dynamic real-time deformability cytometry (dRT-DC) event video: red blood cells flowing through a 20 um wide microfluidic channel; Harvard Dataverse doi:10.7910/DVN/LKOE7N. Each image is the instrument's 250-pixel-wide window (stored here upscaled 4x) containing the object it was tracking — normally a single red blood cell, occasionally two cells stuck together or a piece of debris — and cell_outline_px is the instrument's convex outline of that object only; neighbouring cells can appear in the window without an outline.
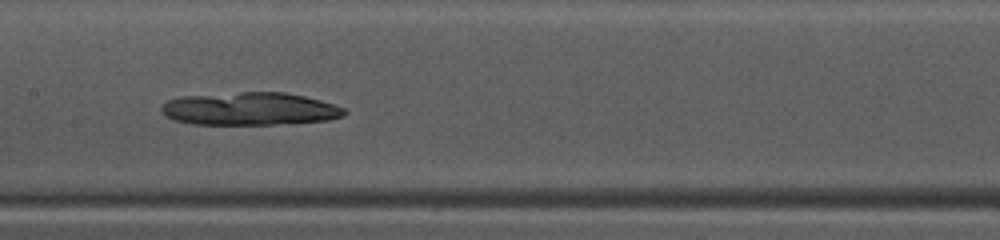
{"species": "common noctule bat (a hibernating species)", "species_latin": "Nyctalus noctula", "temperature_condition": "warm", "stored_images_in_passage": 37, "camera_frame_rate_fps": 3000, "um_per_image_px": 0.085, "animal": {"sex": "female", "body_mass_g": 10.0, "forearm_length_mm": 53.1}, "frame": {"image": 1, "passage_image": 13, "time_ms": 4.0, "image_size_px": [1000, 240], "cell_outline_px": [[348, 112], [344, 116], [328, 120], [276, 124], [192, 124], [176, 120], [164, 116], [160, 112], [160, 108], [168, 100], [180, 96], [240, 92], [284, 92], [304, 96], [320, 100], [344, 108]], "centroid_in_image_um": [21.22, 9.25], "position_along_channel_um": 186.2, "area_um2": 35.03}}
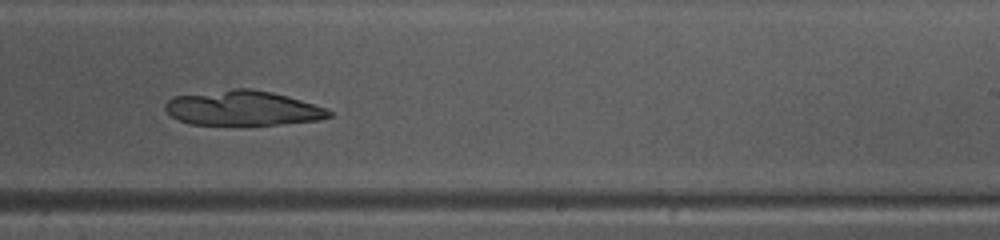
{"frame": {"image": 2, "passage_image": 19, "time_ms": 6.0, "image_size_px": [1000, 240], "cell_outline_px": [[332, 116], [320, 120], [276, 124], [188, 124], [172, 116], [164, 108], [164, 104], [172, 96], [232, 88], [248, 88], [272, 92], [288, 96], [328, 108], [332, 112]], "centroid_in_image_um": [20.64, 9.17], "position_along_channel_um": 268.4, "area_um2": 33.23}}
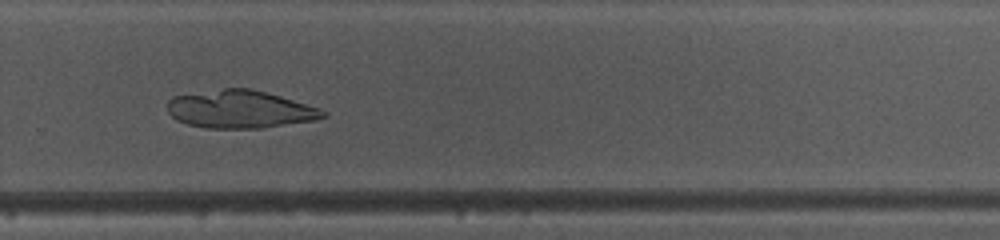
{"frame": {"image": 3, "passage_image": 22, "time_ms": 7.0, "image_size_px": [1000, 240], "cell_outline_px": [[328, 116], [316, 120], [260, 128], [204, 128], [188, 124], [176, 120], [168, 112], [168, 100], [172, 96], [224, 88], [252, 88], [280, 96], [320, 108], [328, 112]], "centroid_in_image_um": [20.41, 9.29], "position_along_channel_um": 309.4, "area_um2": 34.39}}